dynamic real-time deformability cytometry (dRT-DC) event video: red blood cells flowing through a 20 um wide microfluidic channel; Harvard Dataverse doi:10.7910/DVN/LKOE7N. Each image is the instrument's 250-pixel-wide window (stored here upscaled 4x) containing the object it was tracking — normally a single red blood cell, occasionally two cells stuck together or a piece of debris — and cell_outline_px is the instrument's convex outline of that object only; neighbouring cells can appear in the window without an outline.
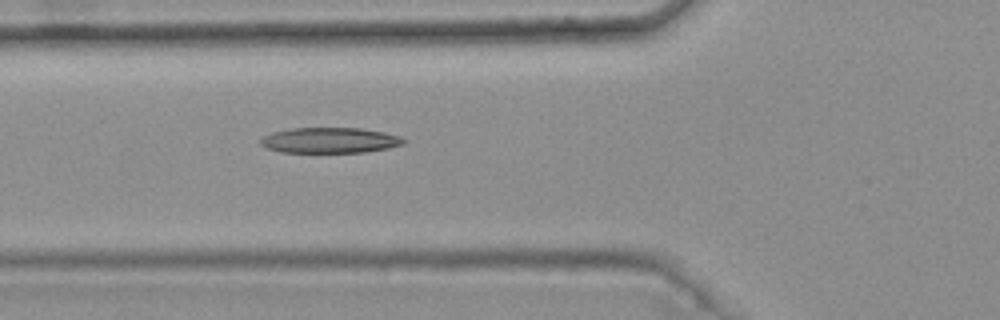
{"species": "common noctule bat (a hibernating species)", "species_latin": "Nyctalus noctula", "temperature_condition": "warm", "stored_images_in_passage": 5, "camera_frame_rate_fps": 3000, "um_per_image_px": 0.085, "animal": {"sex": "female", "body_mass_g": 25.1}, "frame": {"image": 1, "passage_image": 5, "time_ms": 1.333, "image_size_px": [1000, 320], "cell_outline_px": [[404, 144], [388, 148], [364, 152], [280, 152], [268, 148], [260, 144], [260, 140], [264, 136], [272, 132], [292, 128], [360, 128], [384, 132], [400, 136], [404, 140]], "centroid_in_image_um": [28.03, 11.92], "position_along_channel_um": 97.8, "area_um2": 21.15}}